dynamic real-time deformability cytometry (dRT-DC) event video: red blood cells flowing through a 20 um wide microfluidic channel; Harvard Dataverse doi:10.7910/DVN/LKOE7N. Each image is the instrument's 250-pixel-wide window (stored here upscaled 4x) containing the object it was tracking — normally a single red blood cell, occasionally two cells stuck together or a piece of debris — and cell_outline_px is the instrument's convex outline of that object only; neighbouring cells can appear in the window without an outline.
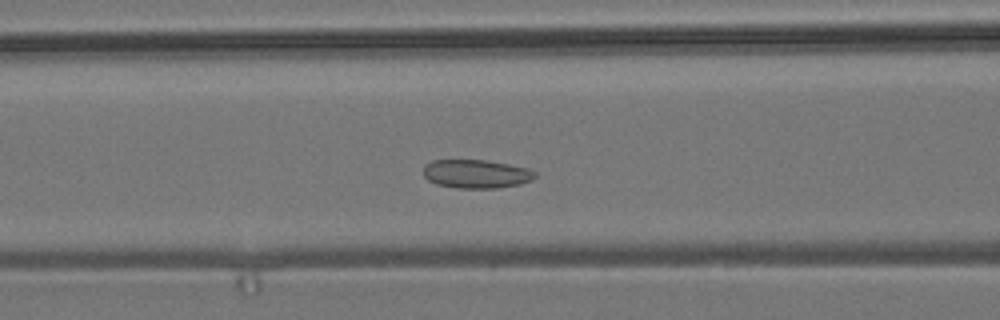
{"species": "common noctule bat (a hibernating species)", "species_latin": "Nyctalus noctula", "temperature_condition": "room temperature", "stored_images_in_passage": 37, "camera_frame_rate_fps": 3000, "um_per_image_px": 0.085, "animal": {"sex": "male", "body_mass_g": 19.2, "forearm_length_mm": 51.8}, "frame": {"image": 1, "passage_image": 15, "time_ms": 4.667, "image_size_px": [1000, 320], "cell_outline_px": [[536, 176], [532, 180], [520, 184], [496, 188], [456, 188], [436, 184], [428, 180], [424, 176], [424, 164], [432, 160], [484, 160], [508, 164], [528, 168], [536, 172]], "centroid_in_image_um": [40.47, 14.78], "position_along_channel_um": 126.1, "area_um2": 18.67}}
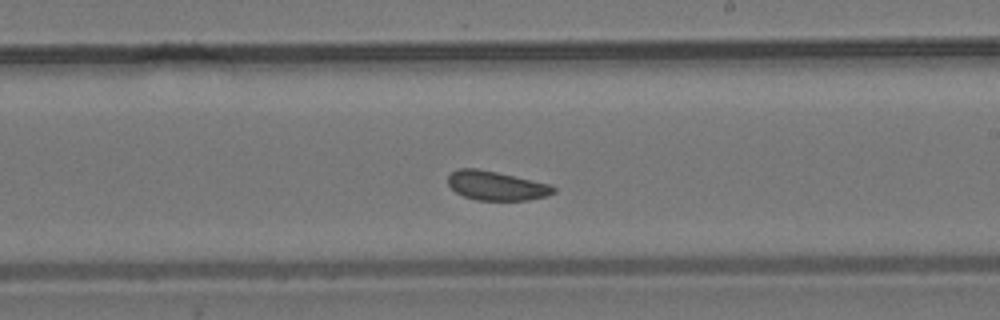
{"frame": {"image": 2, "passage_image": 25, "time_ms": 8.0, "image_size_px": [1000, 320], "cell_outline_px": [[556, 192], [548, 196], [528, 200], [476, 200], [464, 196], [456, 192], [448, 184], [448, 176], [456, 168], [476, 168], [496, 172], [552, 184], [556, 188]], "centroid_in_image_um": [42.22, 15.78], "position_along_channel_um": 246.8, "area_um2": 18.03}}
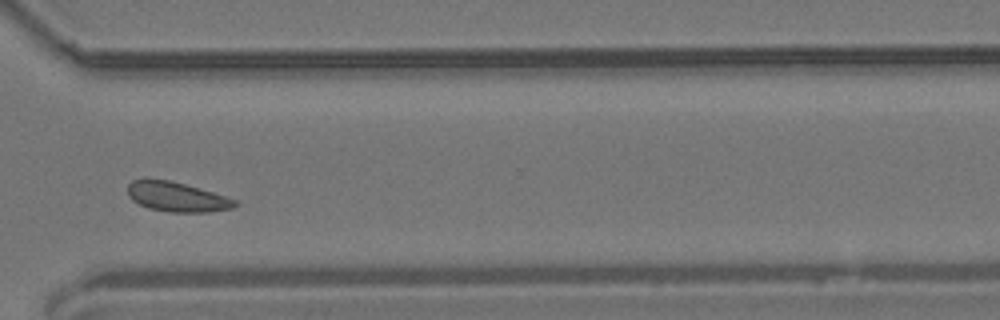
{"frame": {"image": 3, "passage_image": 34, "time_ms": 11.0, "image_size_px": [1000, 320], "cell_outline_px": [[240, 204], [232, 208], [208, 212], [168, 212], [148, 208], [132, 200], [128, 196], [128, 184], [132, 180], [144, 176], [148, 176], [168, 180], [184, 184], [212, 192], [236, 200]], "centroid_in_image_um": [14.96, 16.7], "position_along_channel_um": 355.6, "area_um2": 18.84}, "authors_computed_cell_mechanics": {"area_um2": 18.6694, "velocity_mm_per_s": 3.623, "shape_relaxation_time_tau1_ms": null, "shape_relaxation_time_tau2_ms": 1.5666, "deformation_change_tau1": null, "deformation_change_tau2": 0.0655}}